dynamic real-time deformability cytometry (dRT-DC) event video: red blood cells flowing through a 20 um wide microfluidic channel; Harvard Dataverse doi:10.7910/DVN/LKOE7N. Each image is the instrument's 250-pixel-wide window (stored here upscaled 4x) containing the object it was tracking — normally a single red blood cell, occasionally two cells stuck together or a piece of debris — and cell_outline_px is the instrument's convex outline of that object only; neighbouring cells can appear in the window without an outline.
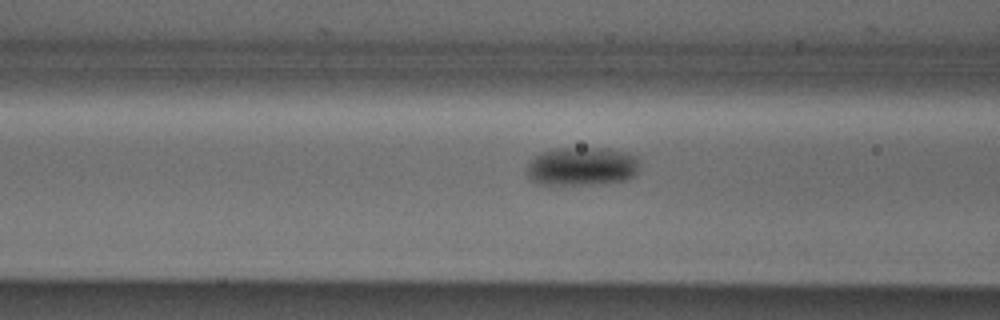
{"species": "Egyptian fruit bat (a non-hibernating species)", "species_latin": "Rousettus aegyptiacus", "temperature_condition": "cold", "stored_images_in_passage": 9, "camera_frame_rate_fps": 3000, "um_per_image_px": 0.085, "animal": {"sex": "male"}, "frame": {"image": 1, "passage_image": 7, "time_ms": 2.0, "image_size_px": [1000, 320], "cell_outline_px": [[640, 168], [628, 180], [604, 184], [536, 184], [528, 176], [528, 164], [540, 152], [556, 148], [608, 148], [624, 152], [636, 156], [640, 160]], "centroid_in_image_um": [49.51, 14.14], "position_along_channel_um": 117.1, "area_um2": 25.55}}